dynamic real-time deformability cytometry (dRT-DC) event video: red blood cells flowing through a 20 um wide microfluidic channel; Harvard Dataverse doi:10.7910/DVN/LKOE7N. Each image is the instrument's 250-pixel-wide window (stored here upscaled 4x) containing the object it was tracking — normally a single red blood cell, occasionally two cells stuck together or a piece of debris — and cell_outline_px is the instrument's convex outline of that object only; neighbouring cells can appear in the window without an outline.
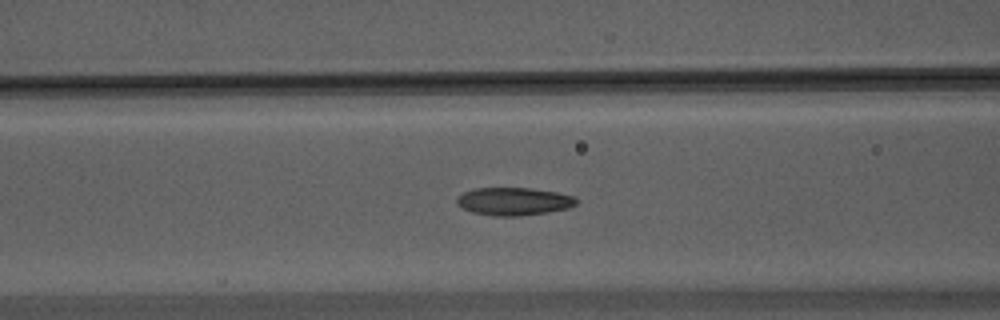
{"species": "Egyptian fruit bat (a non-hibernating species)", "species_latin": "Rousettus aegyptiacus", "temperature_condition": "warm", "stored_images_in_passage": 55, "camera_frame_rate_fps": 3000, "um_per_image_px": 0.085, "animal": {"sex": "male"}, "frame": {"image": 1, "passage_image": 22, "time_ms": 7.0, "image_size_px": [1000, 320], "cell_outline_px": [[576, 204], [568, 208], [548, 212], [520, 216], [492, 216], [472, 212], [456, 204], [456, 196], [464, 192], [476, 188], [532, 188], [556, 192], [572, 196], [576, 200]], "centroid_in_image_um": [43.63, 17.12], "position_along_channel_um": 123.0, "area_um2": 19.36}}
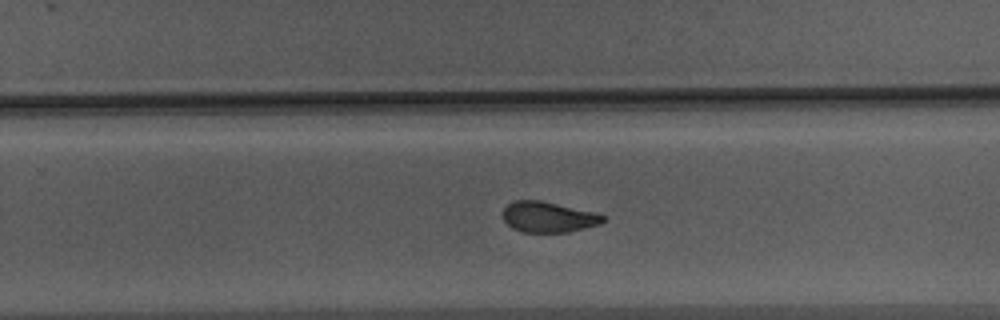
{"frame": {"image": 2, "passage_image": 35, "time_ms": 11.333, "image_size_px": [1000, 320], "cell_outline_px": [[604, 220], [600, 224], [568, 232], [524, 232], [512, 228], [504, 220], [504, 208], [508, 204], [516, 200], [540, 200], [596, 212], [604, 216]], "centroid_in_image_um": [46.62, 18.44], "position_along_channel_um": 283.2, "area_um2": 17.74}}
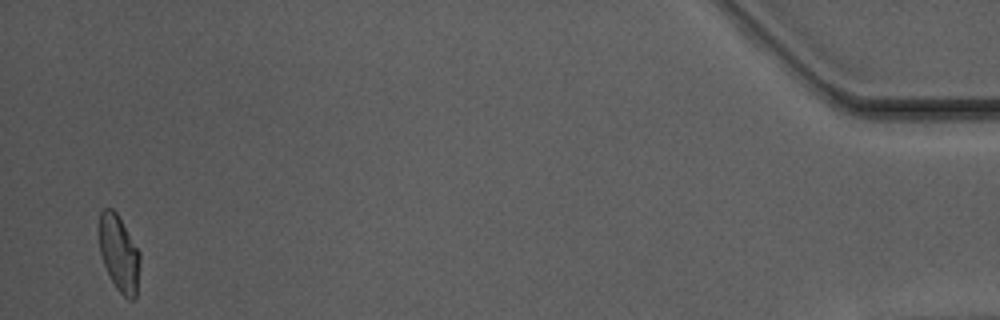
{"frame": {"image": 3, "passage_image": 54, "time_ms": 17.667, "image_size_px": [1000, 320], "cell_outline_px": [[140, 264], [136, 296], [132, 300], [128, 300], [116, 288], [104, 264], [100, 252], [100, 212], [104, 208], [112, 208], [116, 212], [140, 252]], "centroid_in_image_um": [10.14, 21.55], "position_along_channel_um": 425.1, "area_um2": 17.86}, "authors_computed_cell_mechanics": {"area_um2": 19.1318, "velocity_mm_per_s": 3.7097, "shape_relaxation_time_tau1_ms": 6.4631, "shape_relaxation_time_tau2_ms": 2.0407, "deformation_change_tau1": 0.2059, "deformation_change_tau2": 0.0895}}